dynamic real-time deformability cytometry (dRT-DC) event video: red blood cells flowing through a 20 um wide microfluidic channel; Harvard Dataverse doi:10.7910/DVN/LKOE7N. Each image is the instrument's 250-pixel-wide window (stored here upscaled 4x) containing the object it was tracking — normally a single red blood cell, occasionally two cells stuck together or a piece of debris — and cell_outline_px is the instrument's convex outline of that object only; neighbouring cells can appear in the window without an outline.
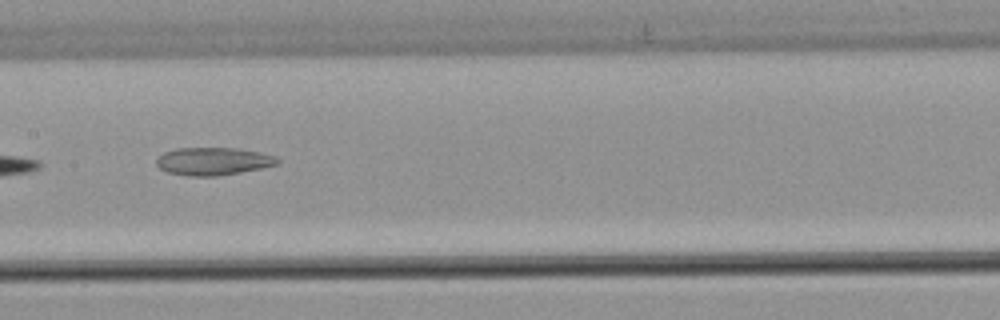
{"species": "common noctule bat (a hibernating species)", "species_latin": "Nyctalus noctula", "temperature_condition": "warm", "stored_images_in_passage": 6, "camera_frame_rate_fps": 3000, "um_per_image_px": 0.085, "animal": {"sex": "male", "body_mass_g": 21.5, "forearm_length_mm": 52.0}, "frame": {"image": 1, "passage_image": 4, "time_ms": 1.0, "image_size_px": [1000, 320], "cell_outline_px": [[280, 164], [240, 172], [216, 176], [188, 176], [168, 172], [160, 168], [156, 164], [156, 156], [164, 152], [176, 148], [240, 148], [260, 152], [276, 156], [280, 160]], "centroid_in_image_um": [18.12, 13.7], "position_along_channel_um": 189.3, "area_um2": 19.71}}